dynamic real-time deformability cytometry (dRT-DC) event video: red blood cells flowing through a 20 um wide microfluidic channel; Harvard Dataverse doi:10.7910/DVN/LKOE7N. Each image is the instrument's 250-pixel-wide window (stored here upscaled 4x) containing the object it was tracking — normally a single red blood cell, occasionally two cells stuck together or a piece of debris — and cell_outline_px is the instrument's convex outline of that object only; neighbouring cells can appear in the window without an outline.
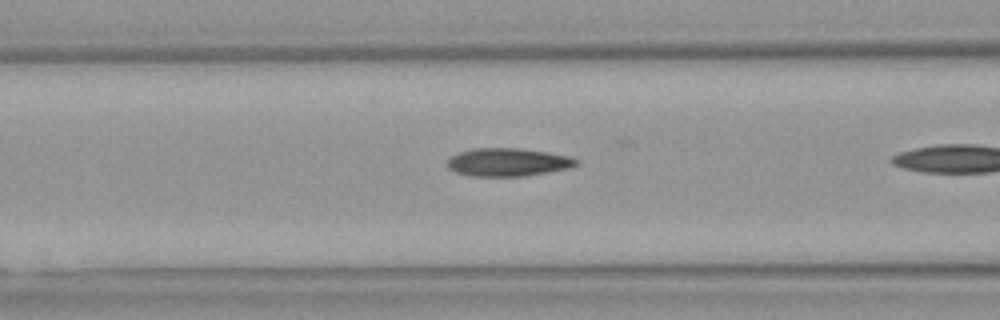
{"species": "Egyptian fruit bat (a non-hibernating species)", "species_latin": "Rousettus aegyptiacus", "temperature_condition": "warm", "stored_images_in_passage": 9, "camera_frame_rate_fps": 3000, "um_per_image_px": 0.085, "animal": {"sex": "female"}, "frame": {"image": 1, "passage_image": 7, "time_ms": 2.0, "image_size_px": [1000, 320], "cell_outline_px": [[580, 164], [572, 168], [524, 176], [468, 176], [456, 172], [448, 168], [448, 160], [452, 156], [460, 152], [476, 148], [520, 148], [548, 152], [572, 156], [580, 160]], "centroid_in_image_um": [43.26, 13.79], "position_along_channel_um": 123.3, "area_um2": 21.33}}